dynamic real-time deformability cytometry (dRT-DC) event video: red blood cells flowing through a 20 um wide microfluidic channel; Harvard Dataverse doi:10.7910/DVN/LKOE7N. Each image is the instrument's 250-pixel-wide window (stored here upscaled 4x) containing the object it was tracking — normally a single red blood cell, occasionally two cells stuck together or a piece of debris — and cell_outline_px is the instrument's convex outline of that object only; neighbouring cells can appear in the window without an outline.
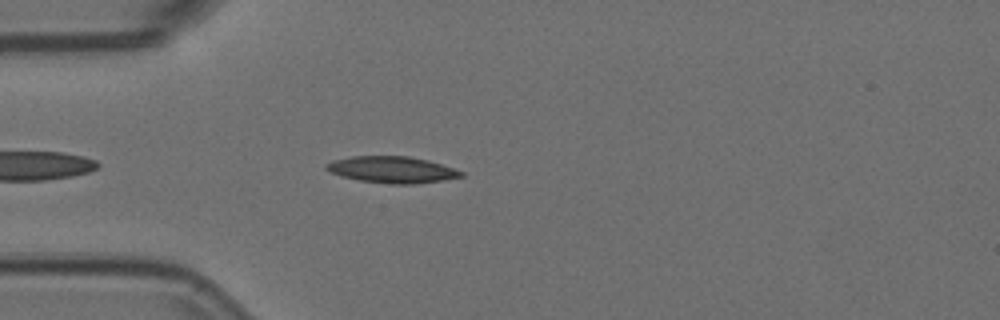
{"species": "Egyptian fruit bat (a non-hibernating species)", "species_latin": "Rousettus aegyptiacus", "temperature_condition": "room temperature", "stored_images_in_passage": 45, "camera_frame_rate_fps": 3000, "um_per_image_px": 0.085, "animal": {"sex": "female"}, "frame": {"image": 1, "passage_image": 5, "time_ms": 1.333, "image_size_px": [1000, 320], "cell_outline_px": [[464, 176], [444, 180], [412, 184], [392, 184], [360, 180], [340, 176], [324, 168], [324, 164], [332, 160], [352, 156], [408, 156], [428, 160], [464, 172]], "centroid_in_image_um": [33.3, 14.42], "position_along_channel_um": 51.7, "area_um2": 20.75}}
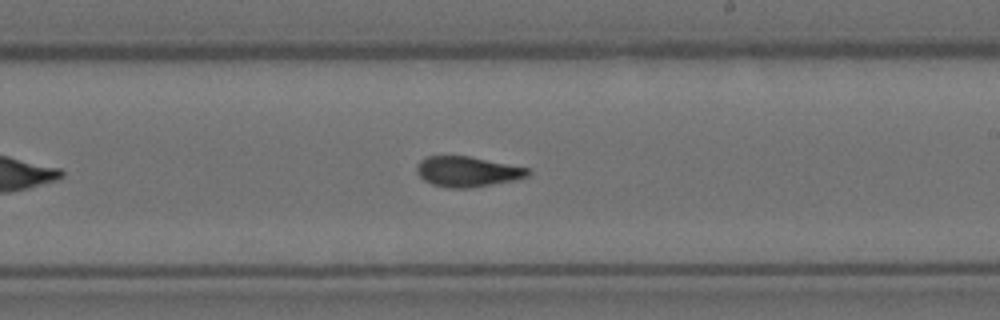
{"frame": {"image": 2, "passage_image": 22, "time_ms": 7.0, "image_size_px": [1000, 320], "cell_outline_px": [[532, 172], [528, 176], [516, 180], [468, 188], [448, 188], [432, 184], [424, 180], [416, 172], [416, 164], [424, 156], [468, 156], [532, 168]], "centroid_in_image_um": [39.75, 14.58], "position_along_channel_um": 249.3, "area_um2": 19.88}}
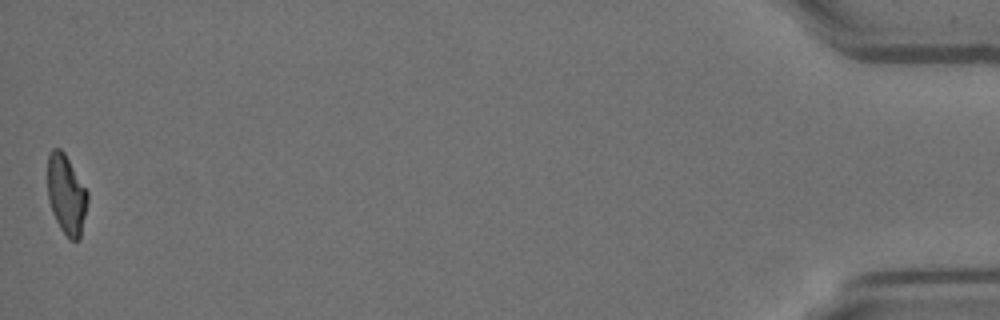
{"frame": {"image": 3, "passage_image": 45, "time_ms": 14.667, "image_size_px": [1000, 320], "cell_outline_px": [[88, 200], [80, 240], [68, 240], [60, 228], [52, 212], [48, 200], [48, 152], [52, 148], [60, 148], [64, 152], [88, 192]], "centroid_in_image_um": [5.64, 16.55], "position_along_channel_um": 429.6, "area_um2": 18.67}, "authors_computed_cell_mechanics": {"area_um2": 19.7098, "velocity_mm_per_s": 3.6401, "shape_relaxation_time_tau1_ms": 5.1882, "shape_relaxation_time_tau2_ms": 2.2996, "deformation_change_tau1": 0.1759, "deformation_change_tau2": 0.0949}}